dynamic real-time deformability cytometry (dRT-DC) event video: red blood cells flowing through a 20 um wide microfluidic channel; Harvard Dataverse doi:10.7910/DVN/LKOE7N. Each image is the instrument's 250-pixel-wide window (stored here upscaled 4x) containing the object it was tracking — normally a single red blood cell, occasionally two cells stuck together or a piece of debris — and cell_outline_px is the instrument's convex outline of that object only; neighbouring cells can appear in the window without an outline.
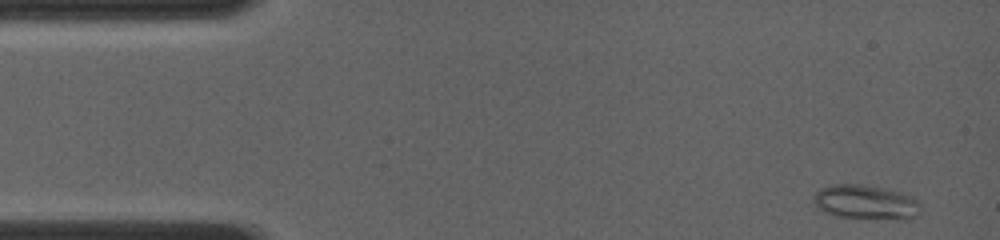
{"species": "common noctule bat (a hibernating species)", "species_latin": "Nyctalus noctula", "temperature_condition": "room temperature", "stored_images_in_passage": 6, "camera_frame_rate_fps": 4000, "um_per_image_px": 0.085, "animal": {"sex": "female", "body_mass_g": 19.0, "forearm_length_mm": 56.7}, "frame": {"image": 1, "passage_image": 1, "time_ms": 0.0, "image_size_px": [1000, 240], "cell_outline_px": [[920, 204], [916, 216], [904, 220], [896, 220], [836, 216], [824, 212], [812, 200], [816, 192], [820, 188], [832, 184], [860, 184], [900, 192], [916, 200]], "centroid_in_image_um": [73.56, 17.2], "position_along_channel_um": 11.4, "area_um2": 21.27}}
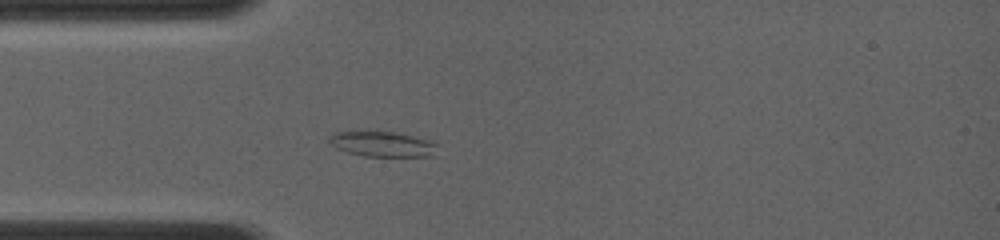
{"frame": {"image": 2, "passage_image": 6, "time_ms": 3.25, "image_size_px": [1000, 240], "cell_outline_px": [[436, 156], [364, 156], [348, 152], [336, 148], [328, 144], [328, 136], [336, 132], [376, 128], [396, 132], [432, 140], [436, 144]], "centroid_in_image_um": [32.46, 12.19], "position_along_channel_um": 52.5, "area_um2": 16.82}}